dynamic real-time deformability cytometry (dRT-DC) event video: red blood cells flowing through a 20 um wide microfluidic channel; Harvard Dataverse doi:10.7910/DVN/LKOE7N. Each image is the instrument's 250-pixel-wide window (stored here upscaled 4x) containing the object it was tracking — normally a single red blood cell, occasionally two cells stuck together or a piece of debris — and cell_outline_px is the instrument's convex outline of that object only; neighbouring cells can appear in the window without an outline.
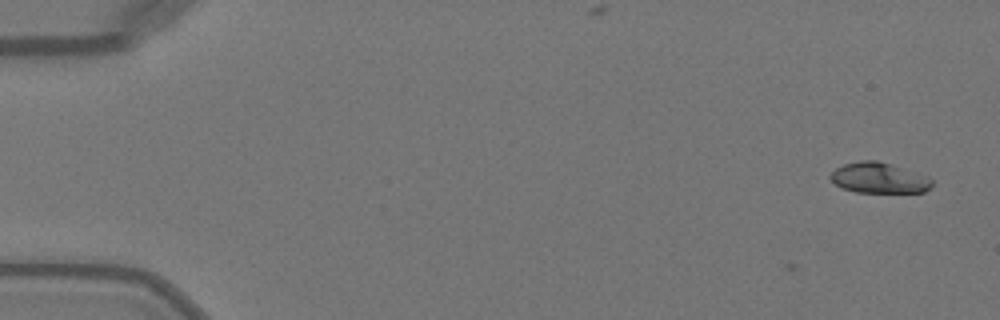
{"species": "Egyptian fruit bat (a non-hibernating species)", "species_latin": "Rousettus aegyptiacus", "temperature_condition": "warm", "stored_images_in_passage": 5, "camera_frame_rate_fps": 3000, "um_per_image_px": 0.085, "animal": {"sex": "female"}, "frame": {"image": 1, "passage_image": 1, "time_ms": 0.0, "image_size_px": [1000, 320], "cell_outline_px": [[932, 188], [924, 192], [856, 192], [844, 188], [836, 184], [828, 176], [836, 168], [844, 164], [860, 160], [876, 160], [892, 164], [928, 176], [932, 180]], "centroid_in_image_um": [74.74, 15.12], "position_along_channel_um": 10.3, "area_um2": 18.09}}